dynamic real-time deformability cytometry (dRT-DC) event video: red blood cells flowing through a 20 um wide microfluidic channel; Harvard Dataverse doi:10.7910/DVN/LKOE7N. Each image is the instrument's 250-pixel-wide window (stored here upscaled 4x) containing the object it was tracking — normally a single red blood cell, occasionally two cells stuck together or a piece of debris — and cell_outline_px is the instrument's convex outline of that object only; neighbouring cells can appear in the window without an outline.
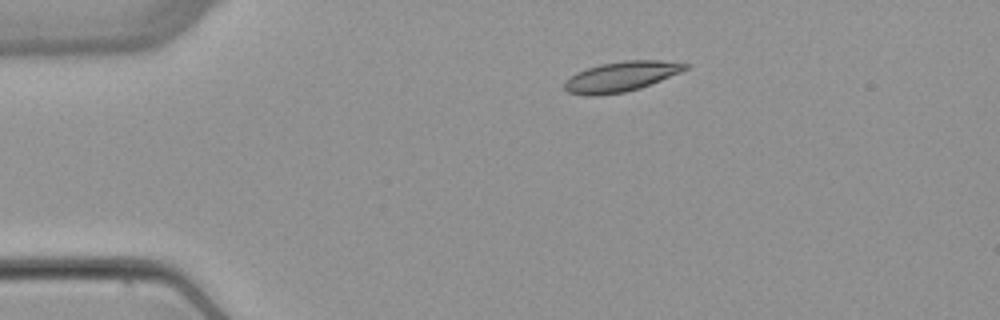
{"species": "common noctule bat (a hibernating species)", "species_latin": "Nyctalus noctula", "temperature_condition": "warm", "stored_images_in_passage": 4, "camera_frame_rate_fps": 3000, "um_per_image_px": 0.085, "animal": {"sex": "female", "body_mass_g": 22.7, "forearm_length_mm": 54.2}, "frame": {"image": 1, "passage_image": 2, "time_ms": 2.333, "image_size_px": [1000, 320], "cell_outline_px": [[688, 68], [680, 72], [640, 88], [624, 92], [596, 96], [584, 96], [568, 92], [564, 88], [564, 84], [576, 72], [600, 64], [624, 60], [660, 60], [688, 64]], "centroid_in_image_um": [52.77, 6.51], "position_along_channel_um": 32.2, "area_um2": 20.92}}
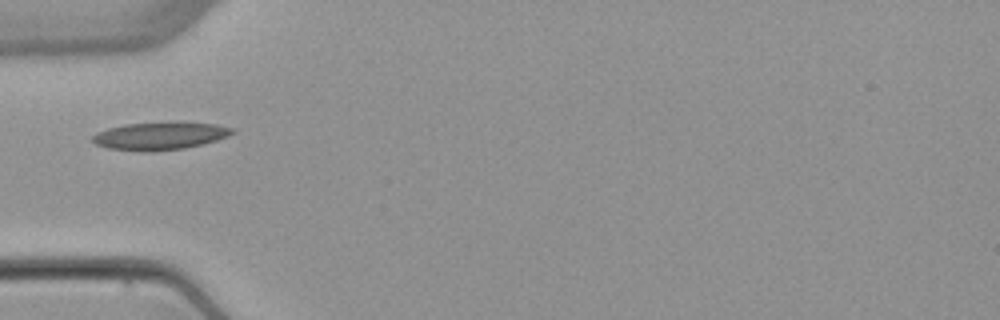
{"frame": {"image": 2, "passage_image": 4, "time_ms": 4.667, "image_size_px": [1000, 320], "cell_outline_px": [[236, 132], [228, 136], [216, 140], [184, 148], [152, 152], [144, 152], [108, 148], [96, 144], [92, 140], [92, 136], [96, 132], [108, 128], [124, 124], [216, 124], [236, 128]], "centroid_in_image_um": [13.57, 11.59], "position_along_channel_um": 71.4, "area_um2": 21.91}}